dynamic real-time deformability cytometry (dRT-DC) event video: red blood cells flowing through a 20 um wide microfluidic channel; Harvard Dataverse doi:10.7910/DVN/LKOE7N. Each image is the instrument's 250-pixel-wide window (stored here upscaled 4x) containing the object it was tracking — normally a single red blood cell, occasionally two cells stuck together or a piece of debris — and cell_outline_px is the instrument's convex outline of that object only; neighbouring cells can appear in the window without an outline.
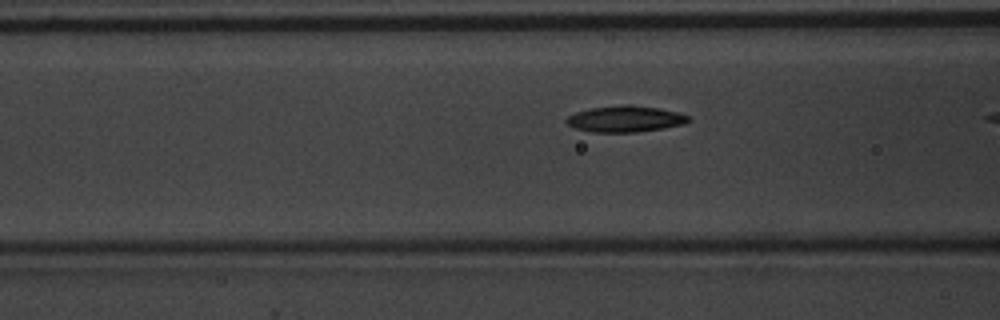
{"species": "common noctule bat (a hibernating species)", "species_latin": "Nyctalus noctula", "temperature_condition": "warm", "stored_images_in_passage": 17, "camera_frame_rate_fps": 3000, "um_per_image_px": 0.085, "animal": {"sex": "male", "body_mass_g": 20.1, "forearm_length_mm": 53.5}, "frame": {"image": 1, "passage_image": 15, "time_ms": 4.667, "image_size_px": [1000, 320], "cell_outline_px": [[692, 120], [684, 124], [664, 128], [636, 132], [592, 132], [576, 128], [568, 124], [564, 120], [568, 116], [576, 112], [588, 108], [620, 104], [628, 104], [660, 108], [676, 112], [688, 116]], "centroid_in_image_um": [53.14, 10.1], "position_along_channel_um": 113.5, "area_um2": 18.79}}